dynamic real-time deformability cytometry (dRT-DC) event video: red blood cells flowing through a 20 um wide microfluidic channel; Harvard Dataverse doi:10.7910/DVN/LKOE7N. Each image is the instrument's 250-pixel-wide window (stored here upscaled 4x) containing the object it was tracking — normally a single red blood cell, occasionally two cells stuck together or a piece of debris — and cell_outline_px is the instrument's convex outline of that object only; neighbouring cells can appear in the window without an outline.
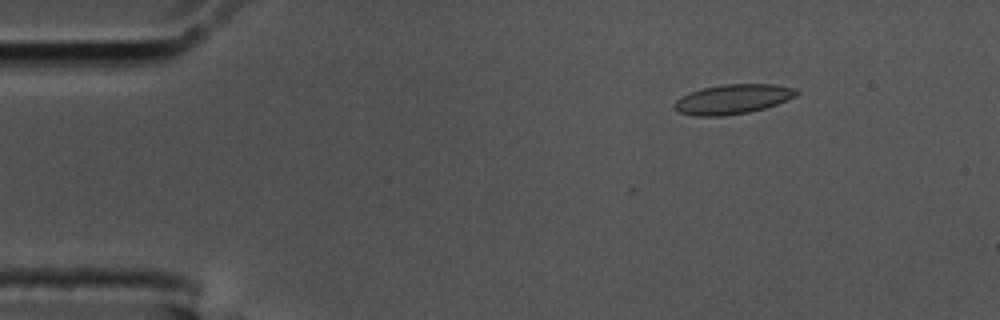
{"species": "common noctule bat (a hibernating species)", "species_latin": "Nyctalus noctula", "temperature_condition": "cold", "stored_images_in_passage": 51, "camera_frame_rate_fps": 3000, "um_per_image_px": 0.085, "animal": {"sex": "male", "body_mass_g": 17.5, "forearm_length_mm": 52.3}, "frame": {"image": 1, "passage_image": 3, "time_ms": 0.667, "image_size_px": [1000, 320], "cell_outline_px": [[800, 92], [796, 96], [788, 100], [764, 108], [748, 112], [724, 116], [696, 116], [680, 112], [672, 108], [672, 104], [680, 96], [688, 92], [700, 88], [724, 84], [776, 84], [796, 88]], "centroid_in_image_um": [62.26, 8.42], "position_along_channel_um": 22.7, "area_um2": 21.39}}
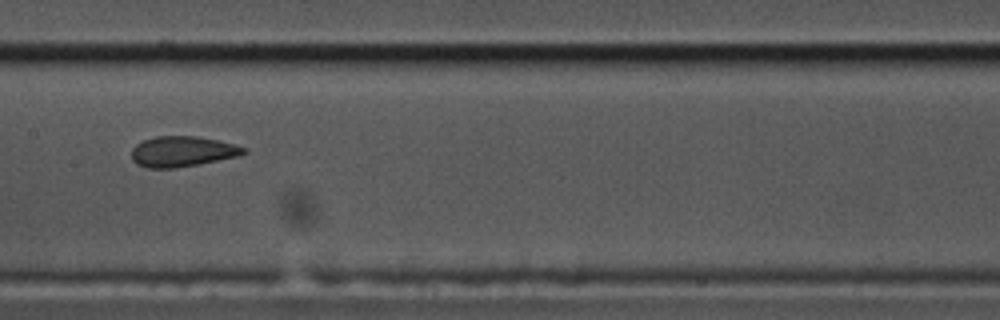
{"frame": {"image": 2, "passage_image": 23, "time_ms": 7.333, "image_size_px": [1000, 320], "cell_outline_px": [[248, 152], [240, 156], [200, 164], [176, 168], [148, 168], [136, 164], [132, 160], [132, 148], [136, 144], [144, 140], [156, 136], [196, 136], [236, 144], [248, 148]], "centroid_in_image_um": [15.54, 12.88], "position_along_channel_um": 191.9, "area_um2": 20.17}}
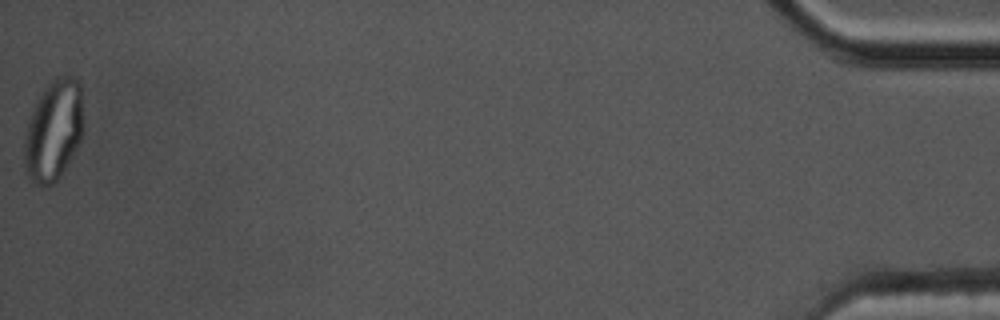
{"frame": {"image": 3, "passage_image": 51, "time_ms": 16.667, "image_size_px": [1000, 320], "cell_outline_px": [[84, 128], [80, 140], [72, 156], [60, 176], [48, 188], [40, 184], [28, 176], [24, 172], [24, 136], [32, 108], [44, 88], [56, 76], [72, 76], [80, 84]], "centroid_in_image_um": [4.55, 11.08], "position_along_channel_um": 430.7, "area_um2": 34.85}, "authors_computed_cell_mechanics": {"area_um2": 21.0392, "velocity_mm_per_s": 3.6153, "shape_relaxation_time_tau1_ms": null, "shape_relaxation_time_tau2_ms": 1.1803, "deformation_change_tau1": null, "deformation_change_tau2": 0.0759}}